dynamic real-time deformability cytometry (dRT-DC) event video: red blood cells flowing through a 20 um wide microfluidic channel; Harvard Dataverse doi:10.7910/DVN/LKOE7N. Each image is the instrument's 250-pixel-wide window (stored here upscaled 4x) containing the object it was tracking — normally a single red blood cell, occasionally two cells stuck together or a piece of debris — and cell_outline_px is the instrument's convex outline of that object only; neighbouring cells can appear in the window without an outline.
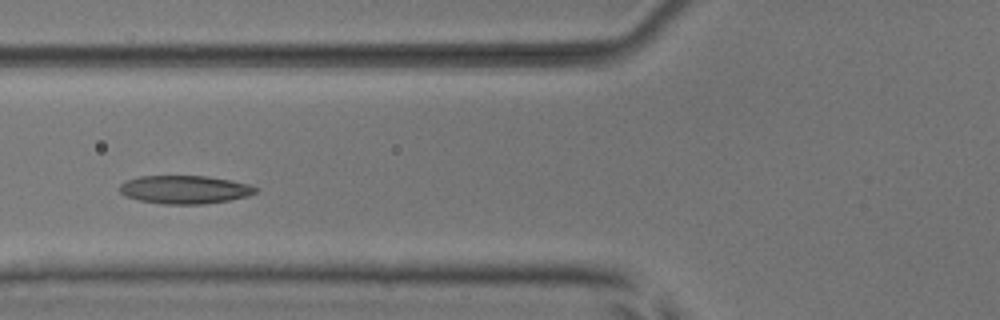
{"species": "common noctule bat (a hibernating species)", "species_latin": "Nyctalus noctula", "temperature_condition": "room temperature", "stored_images_in_passage": 7, "camera_frame_rate_fps": 3000, "um_per_image_px": 0.085, "animal": {"sex": "male", "body_mass_g": 17.9, "forearm_length_mm": 54.2}, "frame": {"image": 1, "passage_image": 4, "time_ms": 3.333, "image_size_px": [1000, 320], "cell_outline_px": [[260, 188], [256, 192], [248, 196], [228, 200], [204, 204], [164, 204], [140, 200], [124, 196], [120, 192], [120, 184], [124, 180], [140, 176], [208, 176], [248, 184]], "centroid_in_image_um": [15.68, 16.11], "position_along_channel_um": 110.1, "area_um2": 22.37}}
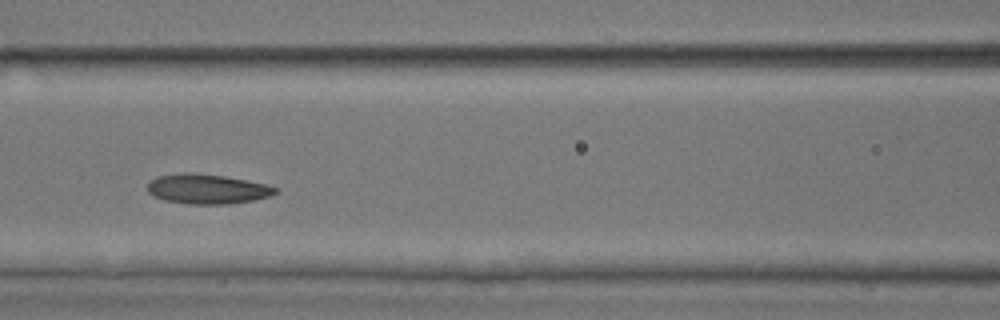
{"frame": {"image": 2, "passage_image": 5, "time_ms": 4.333, "image_size_px": [1000, 320], "cell_outline_px": [[280, 192], [268, 196], [252, 200], [228, 204], [184, 204], [164, 200], [148, 192], [148, 180], [156, 176], [184, 172], [192, 172], [224, 176], [264, 184], [280, 188]], "centroid_in_image_um": [17.59, 16.06], "position_along_channel_um": 149.0, "area_um2": 22.25}}